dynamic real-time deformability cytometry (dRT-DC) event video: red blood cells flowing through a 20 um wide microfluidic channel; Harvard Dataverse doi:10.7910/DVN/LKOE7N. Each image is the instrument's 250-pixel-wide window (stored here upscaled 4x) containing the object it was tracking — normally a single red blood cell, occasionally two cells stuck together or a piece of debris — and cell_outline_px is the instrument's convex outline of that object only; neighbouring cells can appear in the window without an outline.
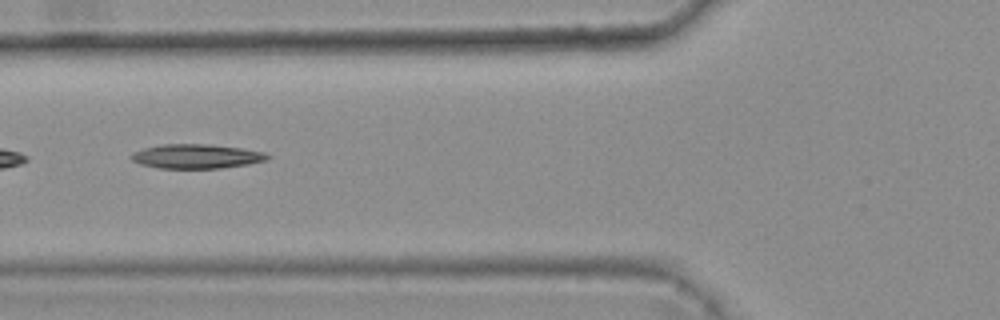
{"species": "common noctule bat (a hibernating species)", "species_latin": "Nyctalus noctula", "temperature_condition": "warm", "stored_images_in_passage": 6, "camera_frame_rate_fps": 3000, "um_per_image_px": 0.085, "animal": {"sex": "female", "body_mass_g": 25.1}, "frame": {"image": 1, "passage_image": 6, "time_ms": 1.667, "image_size_px": [1000, 320], "cell_outline_px": [[272, 156], [268, 160], [248, 164], [220, 168], [156, 168], [140, 164], [132, 160], [128, 156], [132, 152], [144, 148], [164, 144], [208, 144], [240, 148], [264, 152]], "centroid_in_image_um": [16.68, 13.29], "position_along_channel_um": 109.1, "area_um2": 19.36}}